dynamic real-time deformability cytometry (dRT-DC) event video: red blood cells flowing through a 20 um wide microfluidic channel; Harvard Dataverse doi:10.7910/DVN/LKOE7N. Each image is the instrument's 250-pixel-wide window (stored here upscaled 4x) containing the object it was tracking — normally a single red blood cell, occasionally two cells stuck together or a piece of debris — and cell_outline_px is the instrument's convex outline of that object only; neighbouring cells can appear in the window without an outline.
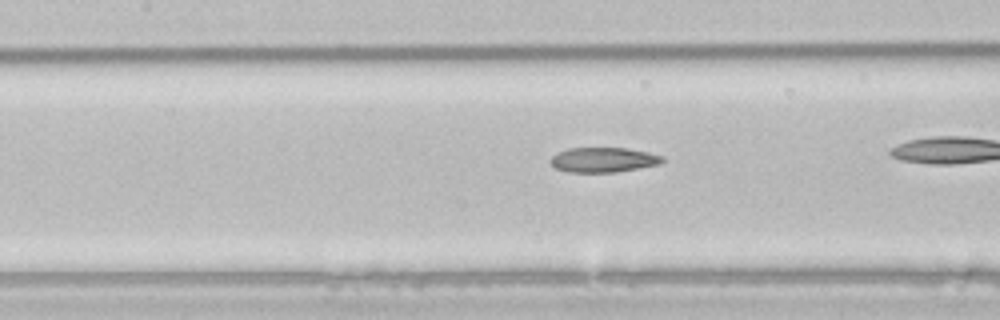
{"species": "common noctule bat (a hibernating species)", "species_latin": "Nyctalus noctula", "temperature_condition": "room temperature", "stored_images_in_passage": 31, "camera_frame_rate_fps": 3000, "um_per_image_px": 0.085, "animal": {"sex": "male", "body_mass_g": 21.5, "forearm_length_mm": 52.0}, "frame": {"image": 1, "passage_image": 14, "time_ms": 4.333, "image_size_px": [1000, 320], "cell_outline_px": [[664, 160], [660, 164], [616, 172], [568, 172], [556, 168], [548, 160], [556, 152], [568, 148], [628, 148], [648, 152], [664, 156]], "centroid_in_image_um": [51.27, 13.58], "position_along_channel_um": 156.1, "area_um2": 16.3}}